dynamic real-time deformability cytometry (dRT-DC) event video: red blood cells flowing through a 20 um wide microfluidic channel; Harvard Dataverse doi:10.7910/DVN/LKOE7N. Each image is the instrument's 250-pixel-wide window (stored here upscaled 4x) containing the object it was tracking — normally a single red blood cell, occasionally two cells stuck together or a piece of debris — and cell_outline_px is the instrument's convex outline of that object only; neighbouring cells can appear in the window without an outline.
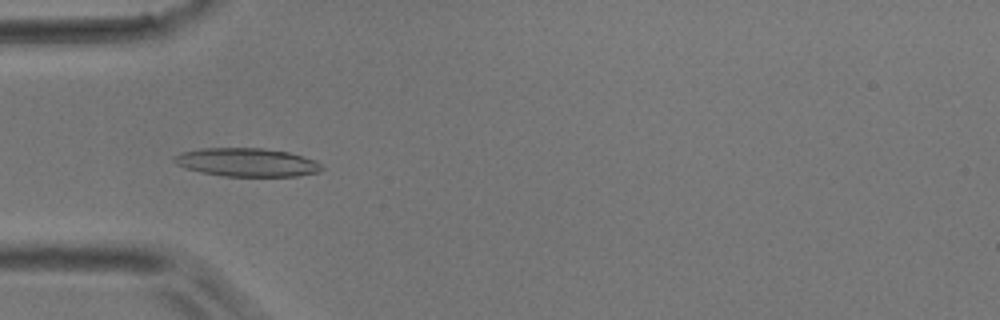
{"species": "common noctule bat (a hibernating species)", "species_latin": "Nyctalus noctula", "temperature_condition": "room temperature", "stored_images_in_passage": 45, "camera_frame_rate_fps": 3000, "um_per_image_px": 0.085, "animal": {"sex": "male", "body_mass_g": 17.9}, "frame": {"image": 1, "passage_image": 13, "time_ms": 4.0, "image_size_px": [1000, 320], "cell_outline_px": [[324, 168], [320, 172], [296, 176], [224, 176], [200, 172], [184, 168], [176, 164], [172, 160], [172, 156], [180, 152], [200, 148], [264, 148], [288, 152], [316, 160]], "centroid_in_image_um": [20.95, 13.79], "position_along_channel_um": 64.1, "area_um2": 24.68}}
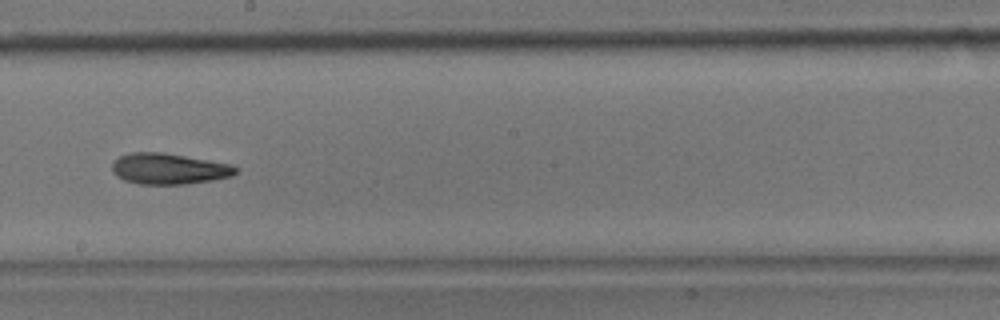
{"frame": {"image": 2, "passage_image": 25, "time_ms": 8.0, "image_size_px": [1000, 320], "cell_outline_px": [[240, 172], [232, 176], [212, 180], [184, 184], [140, 184], [124, 180], [116, 176], [112, 172], [112, 164], [120, 156], [132, 152], [164, 152], [208, 160], [228, 164], [240, 168]], "centroid_in_image_um": [14.37, 14.35], "position_along_channel_um": 233.8, "area_um2": 22.31}}
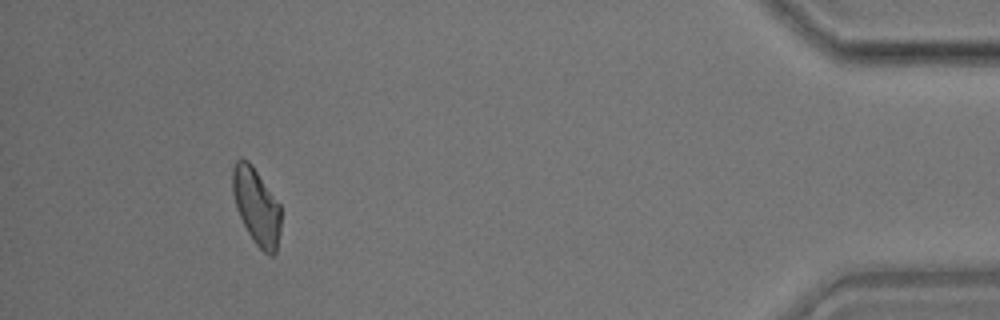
{"frame": {"image": 3, "passage_image": 42, "time_ms": 13.667, "image_size_px": [1000, 320], "cell_outline_px": [[280, 228], [276, 252], [272, 256], [264, 252], [256, 244], [248, 232], [236, 208], [232, 192], [232, 168], [236, 160], [248, 160], [252, 164], [280, 204]], "centroid_in_image_um": [21.79, 17.52], "position_along_channel_um": 413.4, "area_um2": 21.39}}